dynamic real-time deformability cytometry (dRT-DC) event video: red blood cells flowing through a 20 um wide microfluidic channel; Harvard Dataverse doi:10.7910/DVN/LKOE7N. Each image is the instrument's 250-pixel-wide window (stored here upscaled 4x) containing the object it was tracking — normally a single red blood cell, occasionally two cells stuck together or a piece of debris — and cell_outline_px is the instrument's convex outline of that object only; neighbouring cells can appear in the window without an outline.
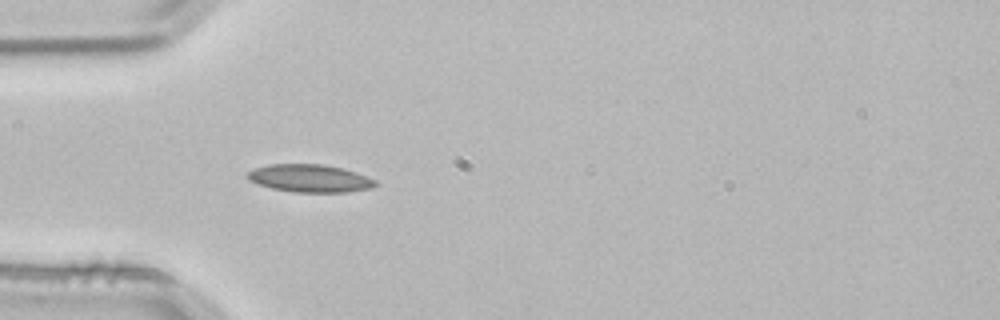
{"species": "common noctule bat (a hibernating species)", "species_latin": "Nyctalus noctula", "temperature_condition": "room temperature", "stored_images_in_passage": 2, "camera_frame_rate_fps": 3000, "um_per_image_px": 0.085, "animal": {"sex": "male", "body_mass_g": 21.5, "forearm_length_mm": 52.0}, "frame": {"image": 1, "passage_image": 2, "time_ms": 0.333, "image_size_px": [1000, 320], "cell_outline_px": [[376, 184], [372, 188], [344, 192], [296, 192], [272, 188], [248, 180], [248, 172], [256, 168], [268, 164], [324, 164], [340, 168], [376, 180]], "centroid_in_image_um": [26.31, 15.15], "position_along_channel_um": 58.7, "area_um2": 20.23}}